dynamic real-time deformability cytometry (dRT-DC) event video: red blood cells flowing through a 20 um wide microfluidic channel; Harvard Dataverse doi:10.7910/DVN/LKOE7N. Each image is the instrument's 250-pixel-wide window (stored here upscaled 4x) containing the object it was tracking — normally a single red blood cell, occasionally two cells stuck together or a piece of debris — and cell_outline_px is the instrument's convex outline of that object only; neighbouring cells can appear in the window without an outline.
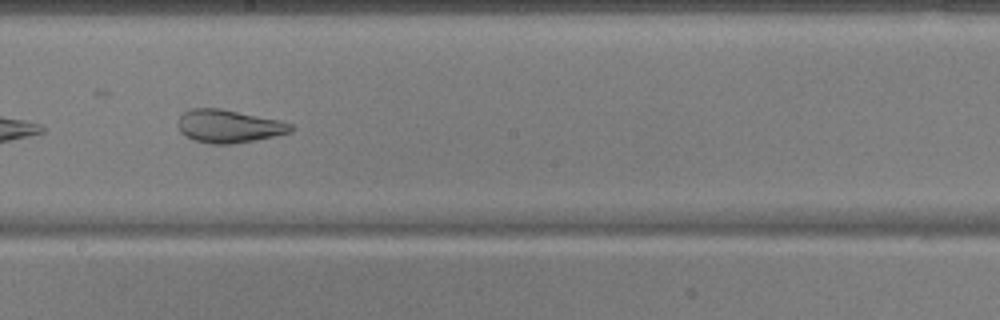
{"species": "common noctule bat (a hibernating species)", "species_latin": "Nyctalus noctula", "temperature_condition": "warm", "stored_images_in_passage": 41, "camera_frame_rate_fps": 3000, "um_per_image_px": 0.085, "animal": {"sex": "male", "body_mass_g": 17.9, "forearm_length_mm": 54.2}, "frame": {"image": 1, "passage_image": 30, "time_ms": 9.667, "image_size_px": [1000, 320], "cell_outline_px": [[292, 132], [276, 136], [256, 140], [232, 144], [212, 144], [196, 140], [184, 136], [180, 132], [176, 124], [176, 120], [188, 108], [220, 108], [280, 120], [292, 124]], "centroid_in_image_um": [19.41, 10.72], "position_along_channel_um": 228.8, "area_um2": 21.96}, "authors_computed_cell_mechanics": {"area_um2": 28.7266, "velocity_mm_per_s": 3.8409, "shape_relaxation_time_tau1_ms": null, "shape_relaxation_time_tau2_ms": 1.4166, "deformation_change_tau1": null, "deformation_change_tau2": 0.0881}}